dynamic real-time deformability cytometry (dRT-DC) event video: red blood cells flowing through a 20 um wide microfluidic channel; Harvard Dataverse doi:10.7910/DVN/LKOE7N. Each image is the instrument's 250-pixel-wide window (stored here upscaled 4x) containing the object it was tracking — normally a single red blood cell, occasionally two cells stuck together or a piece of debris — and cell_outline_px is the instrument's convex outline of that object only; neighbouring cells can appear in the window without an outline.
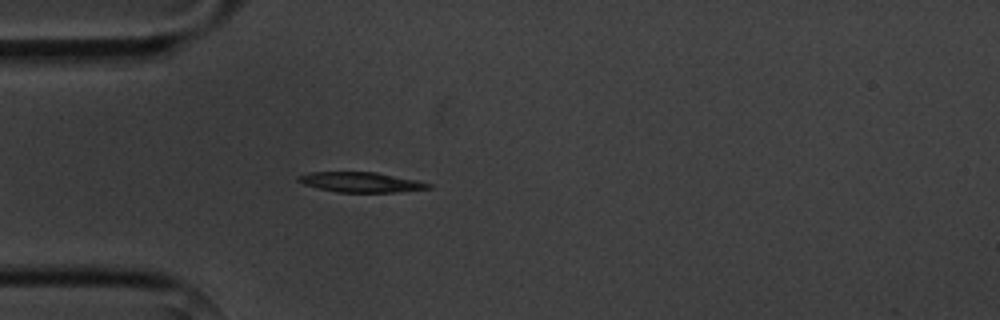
{"species": "common noctule bat (a hibernating species)", "species_latin": "Nyctalus noctula", "temperature_condition": "cold", "stored_images_in_passage": 2, "camera_frame_rate_fps": 3000, "um_per_image_px": 0.085, "animal": {"sex": "male", "body_mass_g": 20.1, "forearm_length_mm": 53.5}, "frame": {"image": 1, "passage_image": 2, "time_ms": 1.0, "image_size_px": [1000, 320], "cell_outline_px": [[432, 188], [396, 192], [336, 192], [304, 184], [296, 180], [296, 176], [308, 172], [376, 172], [416, 180], [432, 184]], "centroid_in_image_um": [30.66, 15.48], "position_along_channel_um": 54.3, "area_um2": 15.14}}